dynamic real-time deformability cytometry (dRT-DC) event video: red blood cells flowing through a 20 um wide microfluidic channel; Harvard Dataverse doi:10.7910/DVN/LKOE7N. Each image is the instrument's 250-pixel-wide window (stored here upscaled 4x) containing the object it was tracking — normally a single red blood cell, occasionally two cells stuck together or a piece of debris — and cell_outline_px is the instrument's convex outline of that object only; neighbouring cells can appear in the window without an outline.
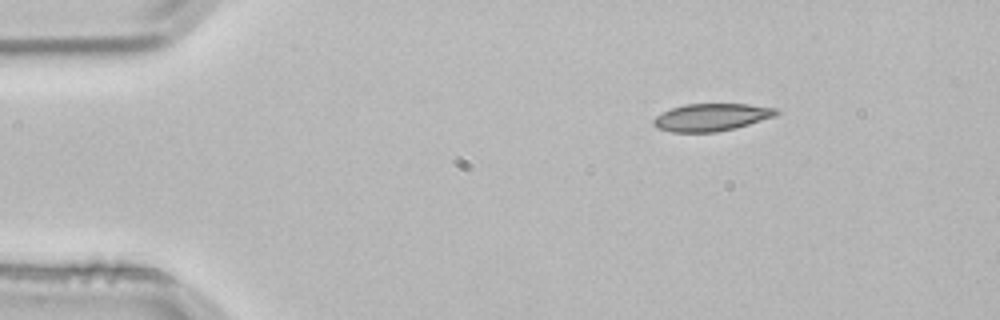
{"species": "common noctule bat (a hibernating species)", "species_latin": "Nyctalus noctula", "temperature_condition": "room temperature", "stored_images_in_passage": 3, "camera_frame_rate_fps": 3000, "um_per_image_px": 0.085, "animal": {"sex": "male", "body_mass_g": 21.5, "forearm_length_mm": 52.0}, "frame": {"image": 1, "passage_image": 3, "time_ms": 0.667, "image_size_px": [1000, 320], "cell_outline_px": [[780, 112], [776, 116], [736, 128], [716, 132], [672, 132], [660, 128], [652, 124], [652, 120], [656, 116], [672, 108], [684, 104], [748, 104], [776, 108]], "centroid_in_image_um": [60.5, 9.96], "position_along_channel_um": 24.5, "area_um2": 19.59}}